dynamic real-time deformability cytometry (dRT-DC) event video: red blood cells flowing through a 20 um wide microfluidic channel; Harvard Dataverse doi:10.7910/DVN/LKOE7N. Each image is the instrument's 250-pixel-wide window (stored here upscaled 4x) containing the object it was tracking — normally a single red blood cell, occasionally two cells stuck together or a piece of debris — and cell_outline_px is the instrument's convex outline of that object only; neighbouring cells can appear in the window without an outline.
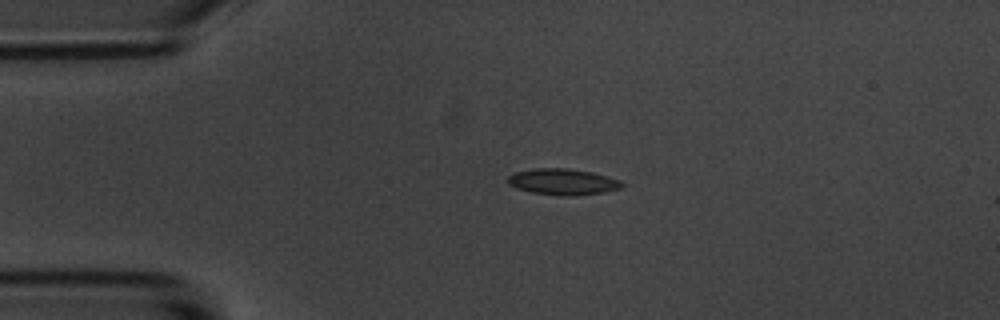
{"species": "common noctule bat (a hibernating species)", "species_latin": "Nyctalus noctula", "temperature_condition": "room temperature", "stored_images_in_passage": 5, "camera_frame_rate_fps": 3000, "um_per_image_px": 0.085, "animal": {"sex": "male", "body_mass_g": 20.1, "forearm_length_mm": 53.5}, "frame": {"image": 1, "passage_image": 3, "time_ms": 2.333, "image_size_px": [1000, 320], "cell_outline_px": [[624, 188], [604, 192], [576, 196], [560, 196], [532, 192], [516, 188], [508, 184], [508, 176], [516, 172], [536, 168], [568, 168], [592, 172], [620, 180], [624, 184]], "centroid_in_image_um": [47.87, 15.46], "position_along_channel_um": 37.1, "area_um2": 17.51}}